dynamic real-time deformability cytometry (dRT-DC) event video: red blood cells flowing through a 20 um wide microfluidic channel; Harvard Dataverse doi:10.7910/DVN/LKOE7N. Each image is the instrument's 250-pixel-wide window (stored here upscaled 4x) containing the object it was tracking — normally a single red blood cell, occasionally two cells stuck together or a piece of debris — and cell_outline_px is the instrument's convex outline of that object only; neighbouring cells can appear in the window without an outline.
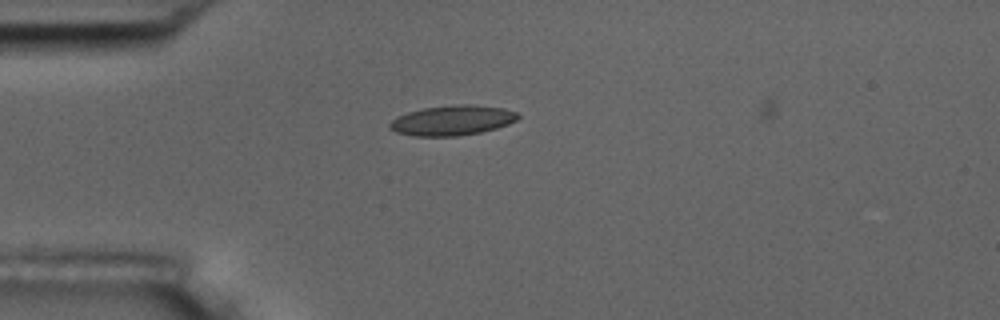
{"species": "common noctule bat (a hibernating species)", "species_latin": "Nyctalus noctula", "temperature_condition": "room temperature", "stored_images_in_passage": 4, "camera_frame_rate_fps": 3000, "um_per_image_px": 0.085, "animal": {"sex": "male", "body_mass_g": 17.5, "forearm_length_mm": 52.3}, "frame": {"image": 1, "passage_image": 2, "time_ms": 0.333, "image_size_px": [1000, 320], "cell_outline_px": [[520, 116], [516, 120], [508, 124], [496, 128], [480, 132], [460, 136], [412, 136], [396, 132], [388, 128], [388, 124], [396, 116], [408, 112], [424, 108], [460, 104], [468, 104], [504, 108], [516, 112]], "centroid_in_image_um": [38.41, 10.24], "position_along_channel_um": 46.6, "area_um2": 22.43}}